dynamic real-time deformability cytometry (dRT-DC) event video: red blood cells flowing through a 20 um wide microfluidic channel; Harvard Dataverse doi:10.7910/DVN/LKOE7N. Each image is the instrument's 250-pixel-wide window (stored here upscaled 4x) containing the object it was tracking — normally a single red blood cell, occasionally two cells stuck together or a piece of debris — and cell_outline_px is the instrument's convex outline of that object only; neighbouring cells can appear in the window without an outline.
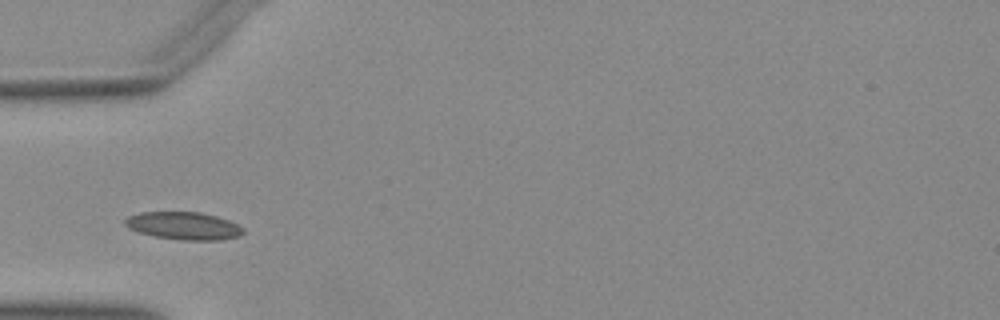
{"species": "Egyptian fruit bat (a non-hibernating species)", "species_latin": "Rousettus aegyptiacus", "temperature_condition": "warm", "stored_images_in_passage": 31, "camera_frame_rate_fps": 3000, "um_per_image_px": 0.085, "animal": {"sex": "female"}, "frame": {"image": 1, "passage_image": 1, "time_ms": 0.0, "image_size_px": [1000, 320], "cell_outline_px": [[244, 232], [240, 236], [220, 240], [180, 240], [156, 236], [140, 232], [128, 228], [124, 224], [124, 220], [128, 216], [140, 212], [200, 212], [216, 216], [228, 220], [244, 228]], "centroid_in_image_um": [15.62, 19.19], "position_along_channel_um": 69.4, "area_um2": 19.02}}
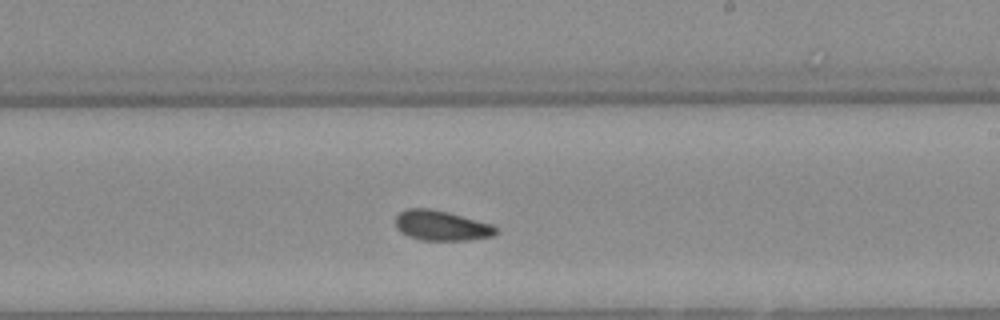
{"frame": {"image": 2, "passage_image": 15, "time_ms": 4.667, "image_size_px": [1000, 320], "cell_outline_px": [[500, 232], [492, 236], [468, 240], [420, 240], [408, 236], [400, 232], [396, 228], [396, 216], [400, 212], [408, 208], [428, 208], [448, 212], [492, 224], [500, 228]], "centroid_in_image_um": [37.55, 19.18], "position_along_channel_um": 251.5, "area_um2": 17.74}}
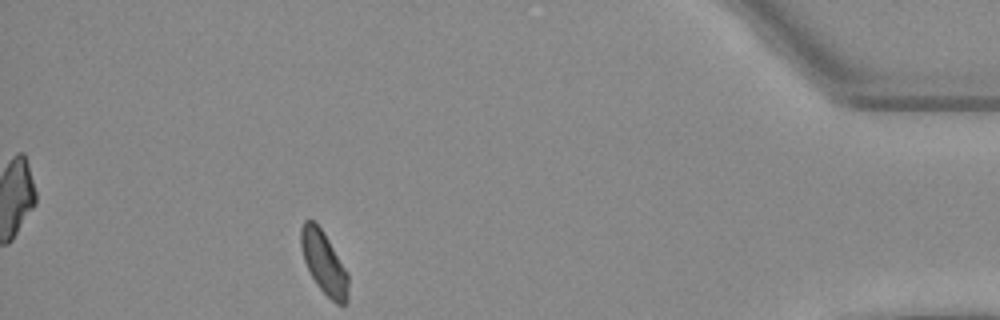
{"frame": {"image": 3, "passage_image": 31, "time_ms": 10.0, "image_size_px": [1000, 320], "cell_outline_px": [[348, 300], [344, 304], [336, 304], [320, 288], [312, 276], [304, 260], [300, 244], [300, 228], [304, 220], [312, 220], [324, 232], [348, 272]], "centroid_in_image_um": [27.54, 22.31], "position_along_channel_um": 407.7, "area_um2": 17.11}}